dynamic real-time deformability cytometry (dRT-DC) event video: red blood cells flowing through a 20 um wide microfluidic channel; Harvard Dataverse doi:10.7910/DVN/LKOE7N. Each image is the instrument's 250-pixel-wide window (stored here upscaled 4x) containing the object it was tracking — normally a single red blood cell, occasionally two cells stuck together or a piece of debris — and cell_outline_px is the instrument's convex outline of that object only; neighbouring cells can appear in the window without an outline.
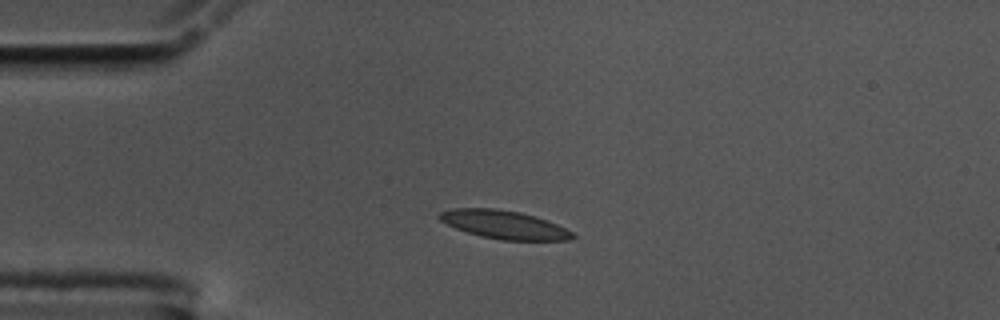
{"species": "common noctule bat (a hibernating species)", "species_latin": "Nyctalus noctula", "temperature_condition": "cold", "stored_images_in_passage": 44, "camera_frame_rate_fps": 3000, "um_per_image_px": 0.085, "animal": {"sex": "male", "body_mass_g": 17.5, "forearm_length_mm": 52.3}, "frame": {"image": 1, "passage_image": 1, "time_ms": 0.0, "image_size_px": [1000, 320], "cell_outline_px": [[576, 236], [572, 240], [500, 240], [480, 236], [456, 228], [440, 220], [436, 216], [440, 212], [452, 208], [496, 208], [520, 212], [536, 216], [556, 224], [572, 232]], "centroid_in_image_um": [42.84, 19.09], "position_along_channel_um": 42.2, "area_um2": 21.96}}
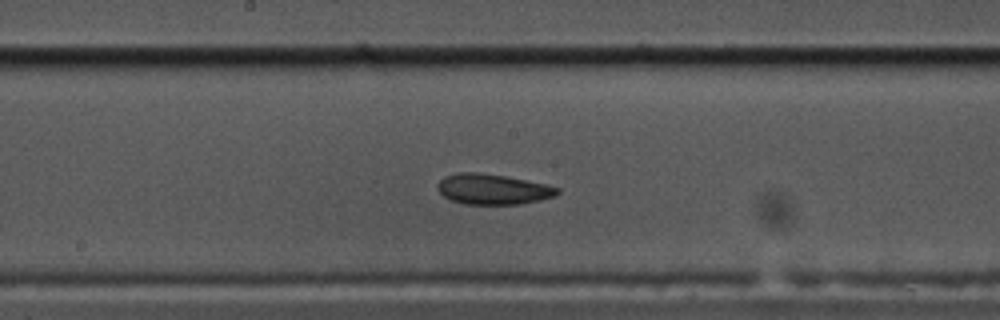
{"frame": {"image": 2, "passage_image": 17, "time_ms": 5.333, "image_size_px": [1000, 320], "cell_outline_px": [[560, 192], [556, 196], [540, 200], [520, 204], [464, 204], [452, 200], [444, 196], [436, 188], [436, 184], [444, 176], [456, 172], [476, 172], [504, 176], [544, 184], [560, 188]], "centroid_in_image_um": [41.86, 16.08], "position_along_channel_um": 206.3, "area_um2": 21.21}}
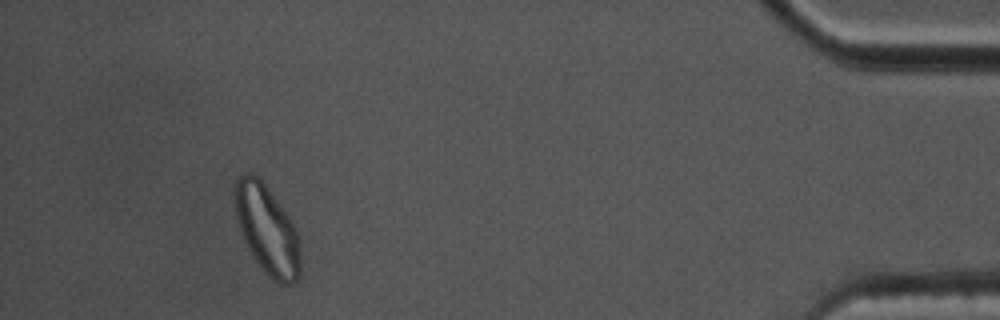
{"frame": {"image": 3, "passage_image": 40, "time_ms": 13.0, "image_size_px": [1000, 320], "cell_outline_px": [[300, 276], [296, 280], [288, 284], [280, 284], [268, 276], [264, 272], [248, 248], [240, 232], [236, 216], [232, 192], [236, 180], [244, 172], [248, 172], [256, 176], [268, 188], [292, 220], [296, 228], [300, 252]], "centroid_in_image_um": [22.68, 19.5], "position_along_channel_um": 412.5, "area_um2": 34.1}, "authors_computed_cell_mechanics": {"area_um2": 21.6172, "velocity_mm_per_s": 3.5129, "shape_relaxation_time_tau1_ms": null, "shape_relaxation_time_tau2_ms": 3.3192, "deformation_change_tau1": null, "deformation_change_tau2": 0.0783}}